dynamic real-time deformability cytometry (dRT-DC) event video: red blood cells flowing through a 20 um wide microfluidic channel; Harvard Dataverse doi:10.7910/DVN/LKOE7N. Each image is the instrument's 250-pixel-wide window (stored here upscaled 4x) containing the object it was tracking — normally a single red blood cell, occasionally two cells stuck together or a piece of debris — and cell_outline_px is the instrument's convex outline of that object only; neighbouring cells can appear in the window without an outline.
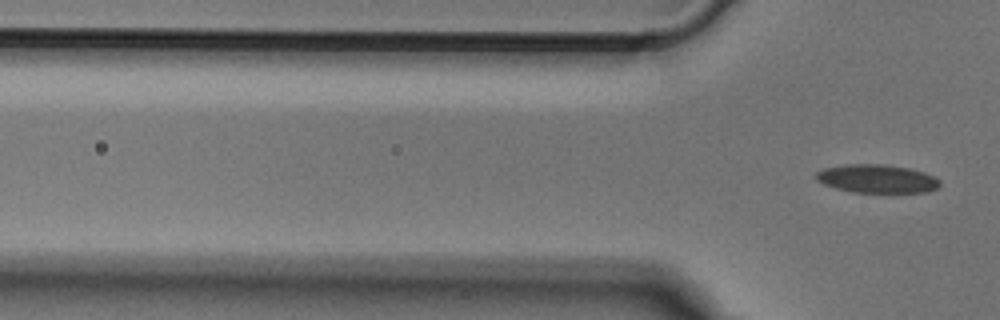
{"species": "Egyptian fruit bat (a non-hibernating species)", "species_latin": "Rousettus aegyptiacus", "temperature_condition": "cold", "stored_images_in_passage": 3, "camera_frame_rate_fps": 3000, "um_per_image_px": 0.085, "animal": {"sex": "male"}, "frame": {"image": 1, "passage_image": 3, "time_ms": 0.667, "image_size_px": [1000, 320], "cell_outline_px": [[940, 184], [936, 188], [928, 192], [852, 192], [836, 188], [824, 184], [816, 180], [816, 172], [824, 168], [844, 164], [884, 164], [908, 168], [924, 172], [940, 180]], "centroid_in_image_um": [74.52, 15.18], "position_along_channel_um": 51.3, "area_um2": 20.4}}